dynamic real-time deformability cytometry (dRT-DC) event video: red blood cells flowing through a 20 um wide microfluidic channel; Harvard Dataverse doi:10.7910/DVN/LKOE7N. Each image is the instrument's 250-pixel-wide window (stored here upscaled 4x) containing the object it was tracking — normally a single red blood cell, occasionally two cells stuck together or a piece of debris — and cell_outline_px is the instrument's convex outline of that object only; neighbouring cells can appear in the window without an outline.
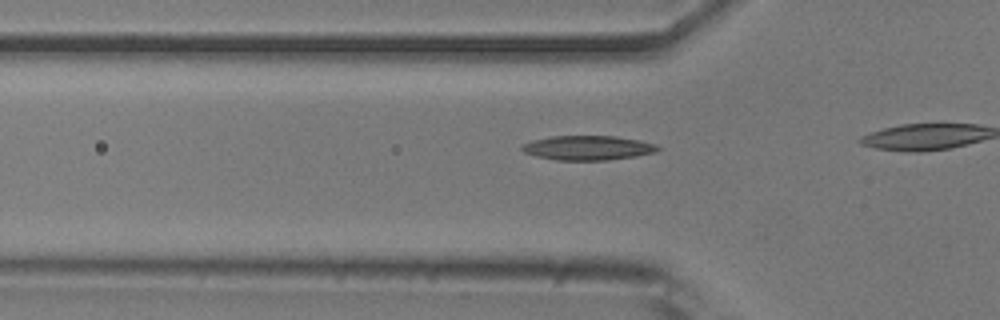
{"species": "common noctule bat (a hibernating species)", "species_latin": "Nyctalus noctula", "temperature_condition": "room temperature", "stored_images_in_passage": 4, "camera_frame_rate_fps": 3000, "um_per_image_px": 0.085, "animal": {"sex": "male", "body_mass_g": 20.5, "forearm_length_mm": 52.5}, "frame": {"image": 1, "passage_image": 2, "time_ms": 0.333, "image_size_px": [1000, 320], "cell_outline_px": [[660, 148], [656, 152], [636, 156], [608, 160], [556, 160], [536, 156], [524, 152], [520, 148], [520, 144], [532, 140], [552, 136], [616, 136], [640, 140], [656, 144]], "centroid_in_image_um": [49.95, 12.56], "position_along_channel_um": 75.8, "area_um2": 19.48}}